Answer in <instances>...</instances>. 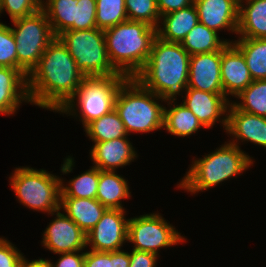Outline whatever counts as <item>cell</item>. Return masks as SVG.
Returning a JSON list of instances; mask_svg holds the SVG:
<instances>
[{
	"mask_svg": "<svg viewBox=\"0 0 266 267\" xmlns=\"http://www.w3.org/2000/svg\"><path fill=\"white\" fill-rule=\"evenodd\" d=\"M85 77L68 49L55 37L27 77L29 101L58 112L76 94Z\"/></svg>",
	"mask_w": 266,
	"mask_h": 267,
	"instance_id": "6da1fadb",
	"label": "cell"
},
{
	"mask_svg": "<svg viewBox=\"0 0 266 267\" xmlns=\"http://www.w3.org/2000/svg\"><path fill=\"white\" fill-rule=\"evenodd\" d=\"M190 54L181 43L155 37L143 69L134 77L145 89L173 103L188 85Z\"/></svg>",
	"mask_w": 266,
	"mask_h": 267,
	"instance_id": "7a4b0ae2",
	"label": "cell"
},
{
	"mask_svg": "<svg viewBox=\"0 0 266 267\" xmlns=\"http://www.w3.org/2000/svg\"><path fill=\"white\" fill-rule=\"evenodd\" d=\"M109 60L127 78H134L145 66L156 28L142 21L126 20L104 30Z\"/></svg>",
	"mask_w": 266,
	"mask_h": 267,
	"instance_id": "3957f363",
	"label": "cell"
},
{
	"mask_svg": "<svg viewBox=\"0 0 266 267\" xmlns=\"http://www.w3.org/2000/svg\"><path fill=\"white\" fill-rule=\"evenodd\" d=\"M237 144H239L237 140L233 139L215 152L193 161L178 188H184L192 194L198 193L217 186L235 175H240L253 165V161Z\"/></svg>",
	"mask_w": 266,
	"mask_h": 267,
	"instance_id": "277c9868",
	"label": "cell"
},
{
	"mask_svg": "<svg viewBox=\"0 0 266 267\" xmlns=\"http://www.w3.org/2000/svg\"><path fill=\"white\" fill-rule=\"evenodd\" d=\"M162 98L145 89L135 78H128L117 92L114 109L127 133L158 130L164 127V106L155 101Z\"/></svg>",
	"mask_w": 266,
	"mask_h": 267,
	"instance_id": "5b68a950",
	"label": "cell"
},
{
	"mask_svg": "<svg viewBox=\"0 0 266 267\" xmlns=\"http://www.w3.org/2000/svg\"><path fill=\"white\" fill-rule=\"evenodd\" d=\"M86 77H110L120 74L111 64L104 30H66L57 36Z\"/></svg>",
	"mask_w": 266,
	"mask_h": 267,
	"instance_id": "8992f818",
	"label": "cell"
},
{
	"mask_svg": "<svg viewBox=\"0 0 266 267\" xmlns=\"http://www.w3.org/2000/svg\"><path fill=\"white\" fill-rule=\"evenodd\" d=\"M128 78L124 75L110 77H85L76 94L58 111L71 115L76 113L77 100L80 119L85 127L92 120L110 113L114 109L115 98L119 87ZM75 101V102H74ZM74 110V111H73ZM73 111V112H72Z\"/></svg>",
	"mask_w": 266,
	"mask_h": 267,
	"instance_id": "52a82bcc",
	"label": "cell"
},
{
	"mask_svg": "<svg viewBox=\"0 0 266 267\" xmlns=\"http://www.w3.org/2000/svg\"><path fill=\"white\" fill-rule=\"evenodd\" d=\"M10 178V185L24 206L48 214L60 209L61 178L29 167L16 168Z\"/></svg>",
	"mask_w": 266,
	"mask_h": 267,
	"instance_id": "ba28073f",
	"label": "cell"
},
{
	"mask_svg": "<svg viewBox=\"0 0 266 267\" xmlns=\"http://www.w3.org/2000/svg\"><path fill=\"white\" fill-rule=\"evenodd\" d=\"M12 23L16 28L11 27L16 42L18 70L27 78L55 36L42 9L12 20Z\"/></svg>",
	"mask_w": 266,
	"mask_h": 267,
	"instance_id": "9c48e42d",
	"label": "cell"
},
{
	"mask_svg": "<svg viewBox=\"0 0 266 267\" xmlns=\"http://www.w3.org/2000/svg\"><path fill=\"white\" fill-rule=\"evenodd\" d=\"M182 241L184 237L158 213L141 215L128 221V242L135 245L134 250L158 255L160 248Z\"/></svg>",
	"mask_w": 266,
	"mask_h": 267,
	"instance_id": "30bf717a",
	"label": "cell"
},
{
	"mask_svg": "<svg viewBox=\"0 0 266 267\" xmlns=\"http://www.w3.org/2000/svg\"><path fill=\"white\" fill-rule=\"evenodd\" d=\"M124 210L107 209L99 222L86 234V246L93 251H119L128 241V221Z\"/></svg>",
	"mask_w": 266,
	"mask_h": 267,
	"instance_id": "8fae6325",
	"label": "cell"
},
{
	"mask_svg": "<svg viewBox=\"0 0 266 267\" xmlns=\"http://www.w3.org/2000/svg\"><path fill=\"white\" fill-rule=\"evenodd\" d=\"M60 210L52 213L56 218L45 229L43 246L55 254L75 251L79 253L87 247L86 234L71 218L60 213Z\"/></svg>",
	"mask_w": 266,
	"mask_h": 267,
	"instance_id": "7c38bea8",
	"label": "cell"
},
{
	"mask_svg": "<svg viewBox=\"0 0 266 267\" xmlns=\"http://www.w3.org/2000/svg\"><path fill=\"white\" fill-rule=\"evenodd\" d=\"M187 88L224 94L221 81V50L190 55Z\"/></svg>",
	"mask_w": 266,
	"mask_h": 267,
	"instance_id": "4fadbf2b",
	"label": "cell"
},
{
	"mask_svg": "<svg viewBox=\"0 0 266 267\" xmlns=\"http://www.w3.org/2000/svg\"><path fill=\"white\" fill-rule=\"evenodd\" d=\"M186 99L183 104L197 117L204 128H211L216 121L222 120L223 127L227 128V114L230 101L224 94L209 93L194 88L185 89Z\"/></svg>",
	"mask_w": 266,
	"mask_h": 267,
	"instance_id": "5bb4252c",
	"label": "cell"
},
{
	"mask_svg": "<svg viewBox=\"0 0 266 267\" xmlns=\"http://www.w3.org/2000/svg\"><path fill=\"white\" fill-rule=\"evenodd\" d=\"M221 81L224 95H239L253 81L243 54L228 43L221 50Z\"/></svg>",
	"mask_w": 266,
	"mask_h": 267,
	"instance_id": "9a60e30c",
	"label": "cell"
},
{
	"mask_svg": "<svg viewBox=\"0 0 266 267\" xmlns=\"http://www.w3.org/2000/svg\"><path fill=\"white\" fill-rule=\"evenodd\" d=\"M199 22L218 33L228 29L237 34L239 0H194Z\"/></svg>",
	"mask_w": 266,
	"mask_h": 267,
	"instance_id": "2e32d148",
	"label": "cell"
},
{
	"mask_svg": "<svg viewBox=\"0 0 266 267\" xmlns=\"http://www.w3.org/2000/svg\"><path fill=\"white\" fill-rule=\"evenodd\" d=\"M132 144L127 137L112 139L104 142H94L90 151L94 166L102 171H115L126 166L136 157Z\"/></svg>",
	"mask_w": 266,
	"mask_h": 267,
	"instance_id": "e0dca14e",
	"label": "cell"
},
{
	"mask_svg": "<svg viewBox=\"0 0 266 267\" xmlns=\"http://www.w3.org/2000/svg\"><path fill=\"white\" fill-rule=\"evenodd\" d=\"M227 113L226 132L237 140L250 141L266 147V117L239 110L230 103Z\"/></svg>",
	"mask_w": 266,
	"mask_h": 267,
	"instance_id": "ac0fdd59",
	"label": "cell"
},
{
	"mask_svg": "<svg viewBox=\"0 0 266 267\" xmlns=\"http://www.w3.org/2000/svg\"><path fill=\"white\" fill-rule=\"evenodd\" d=\"M21 101H29L27 78L15 68L0 66V113L13 114Z\"/></svg>",
	"mask_w": 266,
	"mask_h": 267,
	"instance_id": "d6986e66",
	"label": "cell"
},
{
	"mask_svg": "<svg viewBox=\"0 0 266 267\" xmlns=\"http://www.w3.org/2000/svg\"><path fill=\"white\" fill-rule=\"evenodd\" d=\"M163 28H156L157 37L164 41L181 43L191 29L199 22L195 4L161 16ZM160 27V28H159Z\"/></svg>",
	"mask_w": 266,
	"mask_h": 267,
	"instance_id": "ffe728a7",
	"label": "cell"
},
{
	"mask_svg": "<svg viewBox=\"0 0 266 267\" xmlns=\"http://www.w3.org/2000/svg\"><path fill=\"white\" fill-rule=\"evenodd\" d=\"M61 208L85 234H88L107 210L97 199L82 198H61Z\"/></svg>",
	"mask_w": 266,
	"mask_h": 267,
	"instance_id": "44dd1931",
	"label": "cell"
},
{
	"mask_svg": "<svg viewBox=\"0 0 266 267\" xmlns=\"http://www.w3.org/2000/svg\"><path fill=\"white\" fill-rule=\"evenodd\" d=\"M242 1L239 0V38H266V0H245L246 4Z\"/></svg>",
	"mask_w": 266,
	"mask_h": 267,
	"instance_id": "7402d4cb",
	"label": "cell"
},
{
	"mask_svg": "<svg viewBox=\"0 0 266 267\" xmlns=\"http://www.w3.org/2000/svg\"><path fill=\"white\" fill-rule=\"evenodd\" d=\"M127 181L115 171L99 169V182L96 199L107 209L124 210L121 200L130 197Z\"/></svg>",
	"mask_w": 266,
	"mask_h": 267,
	"instance_id": "603a6c76",
	"label": "cell"
},
{
	"mask_svg": "<svg viewBox=\"0 0 266 267\" xmlns=\"http://www.w3.org/2000/svg\"><path fill=\"white\" fill-rule=\"evenodd\" d=\"M232 44L243 54L253 81L266 79V38H239Z\"/></svg>",
	"mask_w": 266,
	"mask_h": 267,
	"instance_id": "cb8c5ba5",
	"label": "cell"
},
{
	"mask_svg": "<svg viewBox=\"0 0 266 267\" xmlns=\"http://www.w3.org/2000/svg\"><path fill=\"white\" fill-rule=\"evenodd\" d=\"M232 41L220 40L218 33L198 22L181 42L183 48L190 54L210 53L222 50Z\"/></svg>",
	"mask_w": 266,
	"mask_h": 267,
	"instance_id": "d4e9b609",
	"label": "cell"
},
{
	"mask_svg": "<svg viewBox=\"0 0 266 267\" xmlns=\"http://www.w3.org/2000/svg\"><path fill=\"white\" fill-rule=\"evenodd\" d=\"M202 124L192 111L183 103L170 106V109L164 107V128L175 136H189L200 129Z\"/></svg>",
	"mask_w": 266,
	"mask_h": 267,
	"instance_id": "484cf974",
	"label": "cell"
},
{
	"mask_svg": "<svg viewBox=\"0 0 266 267\" xmlns=\"http://www.w3.org/2000/svg\"><path fill=\"white\" fill-rule=\"evenodd\" d=\"M47 2V3H46ZM42 1V10L50 23L52 32L57 37L68 30L75 22V5L78 0H46Z\"/></svg>",
	"mask_w": 266,
	"mask_h": 267,
	"instance_id": "4316f807",
	"label": "cell"
},
{
	"mask_svg": "<svg viewBox=\"0 0 266 267\" xmlns=\"http://www.w3.org/2000/svg\"><path fill=\"white\" fill-rule=\"evenodd\" d=\"M84 129L87 136L94 142L109 141L128 135L115 109L98 119L92 120Z\"/></svg>",
	"mask_w": 266,
	"mask_h": 267,
	"instance_id": "83f0119b",
	"label": "cell"
},
{
	"mask_svg": "<svg viewBox=\"0 0 266 267\" xmlns=\"http://www.w3.org/2000/svg\"><path fill=\"white\" fill-rule=\"evenodd\" d=\"M98 182L99 168L93 166L70 180L68 187L61 182V198L96 199Z\"/></svg>",
	"mask_w": 266,
	"mask_h": 267,
	"instance_id": "f1b7e54d",
	"label": "cell"
},
{
	"mask_svg": "<svg viewBox=\"0 0 266 267\" xmlns=\"http://www.w3.org/2000/svg\"><path fill=\"white\" fill-rule=\"evenodd\" d=\"M241 100L233 103L239 110L266 117V79L254 80L236 96Z\"/></svg>",
	"mask_w": 266,
	"mask_h": 267,
	"instance_id": "f546056e",
	"label": "cell"
},
{
	"mask_svg": "<svg viewBox=\"0 0 266 267\" xmlns=\"http://www.w3.org/2000/svg\"><path fill=\"white\" fill-rule=\"evenodd\" d=\"M96 27L106 30L128 20L125 0H96Z\"/></svg>",
	"mask_w": 266,
	"mask_h": 267,
	"instance_id": "4dcf8cb0",
	"label": "cell"
},
{
	"mask_svg": "<svg viewBox=\"0 0 266 267\" xmlns=\"http://www.w3.org/2000/svg\"><path fill=\"white\" fill-rule=\"evenodd\" d=\"M128 20L142 21L158 28L161 15L156 0H125Z\"/></svg>",
	"mask_w": 266,
	"mask_h": 267,
	"instance_id": "1f68e13d",
	"label": "cell"
},
{
	"mask_svg": "<svg viewBox=\"0 0 266 267\" xmlns=\"http://www.w3.org/2000/svg\"><path fill=\"white\" fill-rule=\"evenodd\" d=\"M0 66L18 69L16 42L11 27L0 23Z\"/></svg>",
	"mask_w": 266,
	"mask_h": 267,
	"instance_id": "d6a6232c",
	"label": "cell"
},
{
	"mask_svg": "<svg viewBox=\"0 0 266 267\" xmlns=\"http://www.w3.org/2000/svg\"><path fill=\"white\" fill-rule=\"evenodd\" d=\"M75 22L68 30H88L96 27V0H78Z\"/></svg>",
	"mask_w": 266,
	"mask_h": 267,
	"instance_id": "836d02e7",
	"label": "cell"
},
{
	"mask_svg": "<svg viewBox=\"0 0 266 267\" xmlns=\"http://www.w3.org/2000/svg\"><path fill=\"white\" fill-rule=\"evenodd\" d=\"M3 9L11 20L29 16L42 9V0H0V14Z\"/></svg>",
	"mask_w": 266,
	"mask_h": 267,
	"instance_id": "e575fe53",
	"label": "cell"
},
{
	"mask_svg": "<svg viewBox=\"0 0 266 267\" xmlns=\"http://www.w3.org/2000/svg\"><path fill=\"white\" fill-rule=\"evenodd\" d=\"M24 258L11 242L0 238V267H20Z\"/></svg>",
	"mask_w": 266,
	"mask_h": 267,
	"instance_id": "d590c367",
	"label": "cell"
},
{
	"mask_svg": "<svg viewBox=\"0 0 266 267\" xmlns=\"http://www.w3.org/2000/svg\"><path fill=\"white\" fill-rule=\"evenodd\" d=\"M60 259L55 265L48 260L50 267H84L85 252L78 254L75 252L59 253Z\"/></svg>",
	"mask_w": 266,
	"mask_h": 267,
	"instance_id": "8d00e7d4",
	"label": "cell"
},
{
	"mask_svg": "<svg viewBox=\"0 0 266 267\" xmlns=\"http://www.w3.org/2000/svg\"><path fill=\"white\" fill-rule=\"evenodd\" d=\"M129 255L130 267H155L158 257L154 253L134 249Z\"/></svg>",
	"mask_w": 266,
	"mask_h": 267,
	"instance_id": "74e56055",
	"label": "cell"
},
{
	"mask_svg": "<svg viewBox=\"0 0 266 267\" xmlns=\"http://www.w3.org/2000/svg\"><path fill=\"white\" fill-rule=\"evenodd\" d=\"M161 16L186 8L194 4V0H156Z\"/></svg>",
	"mask_w": 266,
	"mask_h": 267,
	"instance_id": "f35d334b",
	"label": "cell"
},
{
	"mask_svg": "<svg viewBox=\"0 0 266 267\" xmlns=\"http://www.w3.org/2000/svg\"><path fill=\"white\" fill-rule=\"evenodd\" d=\"M84 267H108V252H85Z\"/></svg>",
	"mask_w": 266,
	"mask_h": 267,
	"instance_id": "ab89813d",
	"label": "cell"
},
{
	"mask_svg": "<svg viewBox=\"0 0 266 267\" xmlns=\"http://www.w3.org/2000/svg\"><path fill=\"white\" fill-rule=\"evenodd\" d=\"M108 267H130V255L124 250L108 252Z\"/></svg>",
	"mask_w": 266,
	"mask_h": 267,
	"instance_id": "60d3db41",
	"label": "cell"
},
{
	"mask_svg": "<svg viewBox=\"0 0 266 267\" xmlns=\"http://www.w3.org/2000/svg\"><path fill=\"white\" fill-rule=\"evenodd\" d=\"M20 267H50L48 260L38 259L28 262L25 258L22 261Z\"/></svg>",
	"mask_w": 266,
	"mask_h": 267,
	"instance_id": "b9f144b4",
	"label": "cell"
}]
</instances>
